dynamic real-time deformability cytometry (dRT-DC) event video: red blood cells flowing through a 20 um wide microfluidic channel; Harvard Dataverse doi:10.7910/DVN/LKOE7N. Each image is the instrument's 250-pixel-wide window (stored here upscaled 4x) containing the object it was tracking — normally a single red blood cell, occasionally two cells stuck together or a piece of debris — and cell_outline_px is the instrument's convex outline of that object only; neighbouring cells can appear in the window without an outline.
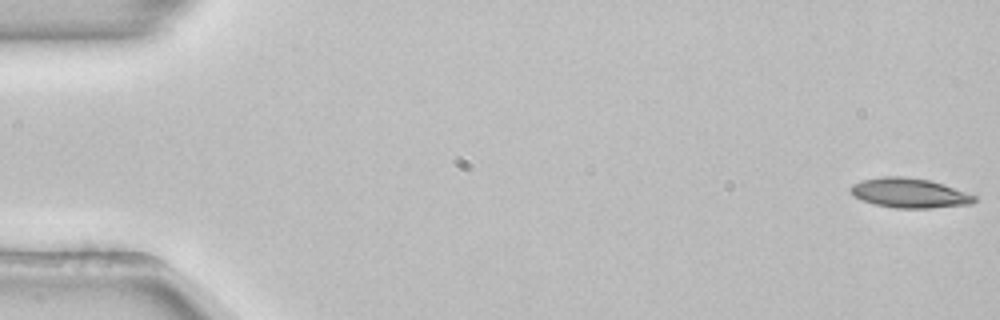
{"species": "common noctule bat (a hibernating species)", "species_latin": "Nyctalus noctula", "temperature_condition": "room temperature", "stored_images_in_passage": 53, "camera_frame_rate_fps": 3000, "um_per_image_px": 0.085, "animal": {"sex": "female", "body_mass_g": 22.7, "forearm_length_mm": 54.2}, "frame": {"image": 1, "passage_image": 1, "time_ms": 0.0, "image_size_px": [1000, 320], "cell_outline_px": [[976, 200], [972, 204], [932, 208], [896, 208], [876, 204], [864, 200], [856, 196], [848, 188], [852, 184], [864, 180], [880, 176], [904, 176], [928, 180], [976, 196]], "centroid_in_image_um": [77.29, 16.41], "position_along_channel_um": 7.7, "area_um2": 20.98}}
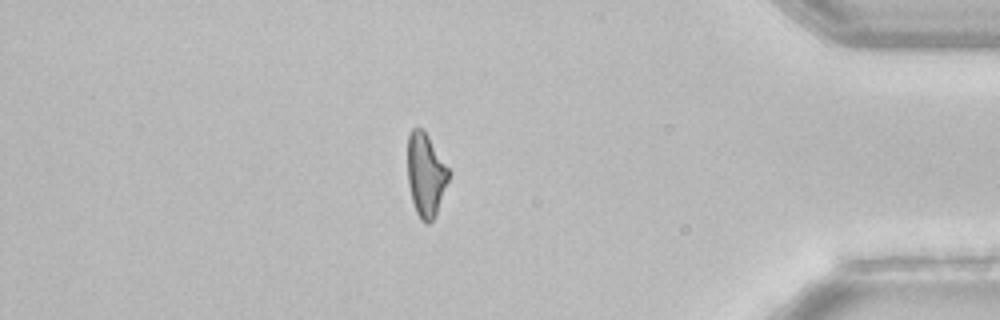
{"frame": {"image": 2, "passage_image": 46, "time_ms": 15.0, "image_size_px": [1000, 320], "cell_outline_px": [[452, 172], [436, 212], [432, 220], [428, 224], [424, 224], [420, 220], [416, 212], [412, 200], [408, 184], [408, 136], [412, 128], [424, 128]], "centroid_in_image_um": [36.2, 14.83], "position_along_channel_um": 399.0, "area_um2": 20.23}}
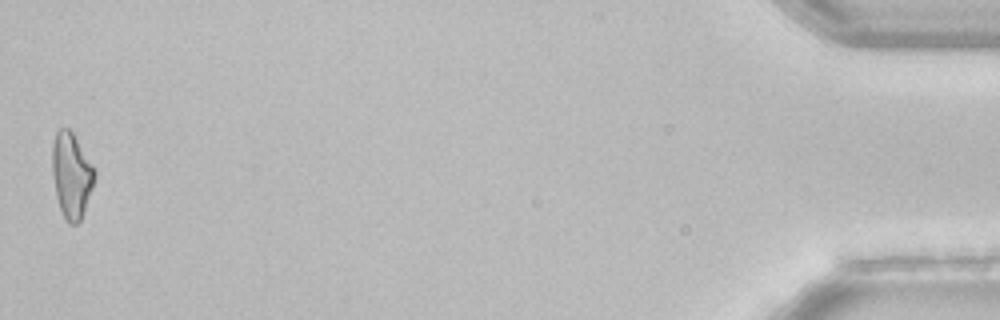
{"frame": {"image": 3, "passage_image": 53, "time_ms": 17.333, "image_size_px": [1000, 320], "cell_outline_px": [[96, 176], [92, 188], [80, 220], [76, 224], [68, 224], [60, 208], [56, 196], [52, 172], [52, 144], [56, 132], [60, 128], [68, 128], [72, 132], [92, 164], [96, 172]], "centroid_in_image_um": [6.06, 14.88], "position_along_channel_um": 429.1, "area_um2": 20.81}, "authors_computed_cell_mechanics": {"area_um2": 21.386, "velocity_mm_per_s": 3.8845, "shape_relaxation_time_tau1_ms": 8.2128, "shape_relaxation_time_tau2_ms": null, "deformation_change_tau1": 0.2286, "deformation_change_tau2": null}}